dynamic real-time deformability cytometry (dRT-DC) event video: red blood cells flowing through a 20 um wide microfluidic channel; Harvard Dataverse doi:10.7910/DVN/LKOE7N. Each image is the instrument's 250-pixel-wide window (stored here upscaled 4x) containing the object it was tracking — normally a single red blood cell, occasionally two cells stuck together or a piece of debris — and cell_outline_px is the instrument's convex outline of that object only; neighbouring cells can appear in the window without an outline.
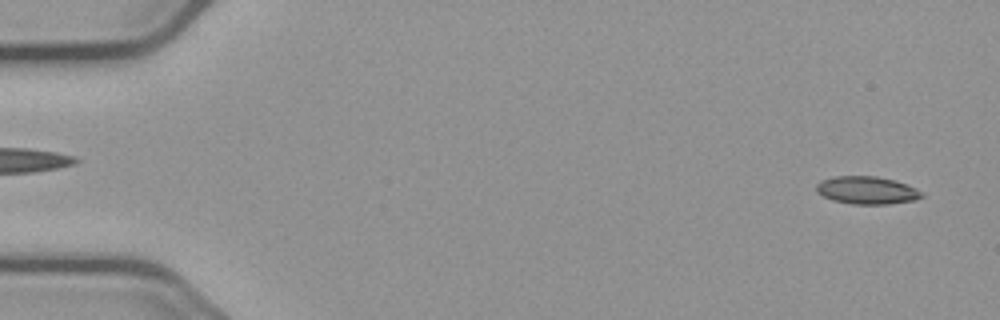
{"species": "common noctule bat (a hibernating species)", "species_latin": "Nyctalus noctula", "temperature_condition": "cold", "stored_images_in_passage": 22, "camera_frame_rate_fps": 3000, "um_per_image_px": 0.085, "animal": {"sex": "male", "body_mass_g": 23.1, "forearm_length_mm": 52.7}, "frame": {"image": 1, "passage_image": 2, "time_ms": 0.333, "image_size_px": [1000, 320], "cell_outline_px": [[924, 196], [916, 200], [888, 204], [852, 204], [832, 200], [816, 192], [816, 184], [820, 180], [832, 176], [876, 176], [892, 180], [916, 188], [924, 192]], "centroid_in_image_um": [73.67, 16.17], "position_along_channel_um": 11.3, "area_um2": 17.11}}
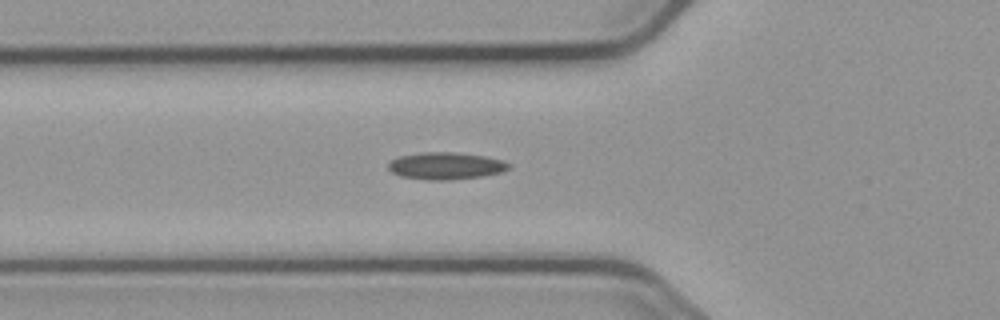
{"frame": {"image": 2, "passage_image": 19, "time_ms": 6.0, "image_size_px": [1000, 320], "cell_outline_px": [[512, 168], [500, 172], [484, 176], [448, 180], [428, 180], [400, 176], [392, 172], [388, 168], [388, 164], [392, 160], [400, 156], [424, 152], [452, 152], [484, 156], [504, 160], [512, 164]], "centroid_in_image_um": [37.94, 14.1], "position_along_channel_um": 87.9, "area_um2": 19.07}}
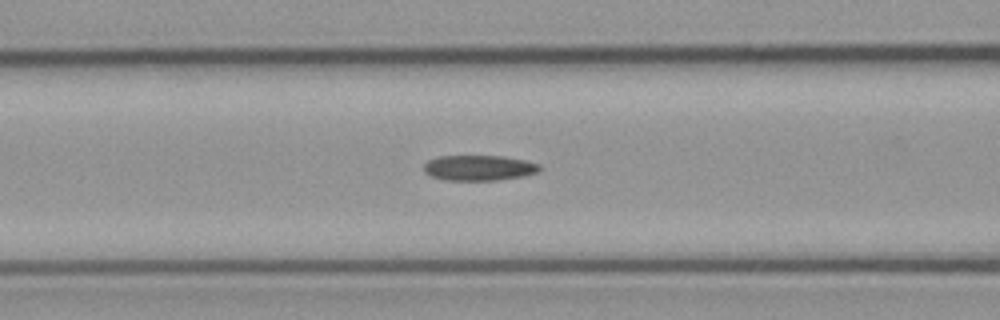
{"frame": {"image": 3, "passage_image": 22, "time_ms": 7.0, "image_size_px": [1000, 320], "cell_outline_px": [[540, 168], [536, 172], [524, 176], [496, 180], [444, 180], [432, 176], [424, 172], [424, 164], [428, 160], [440, 156], [504, 156], [524, 160], [540, 164]], "centroid_in_image_um": [40.7, 14.26], "position_along_channel_um": 125.9, "area_um2": 17.05}}